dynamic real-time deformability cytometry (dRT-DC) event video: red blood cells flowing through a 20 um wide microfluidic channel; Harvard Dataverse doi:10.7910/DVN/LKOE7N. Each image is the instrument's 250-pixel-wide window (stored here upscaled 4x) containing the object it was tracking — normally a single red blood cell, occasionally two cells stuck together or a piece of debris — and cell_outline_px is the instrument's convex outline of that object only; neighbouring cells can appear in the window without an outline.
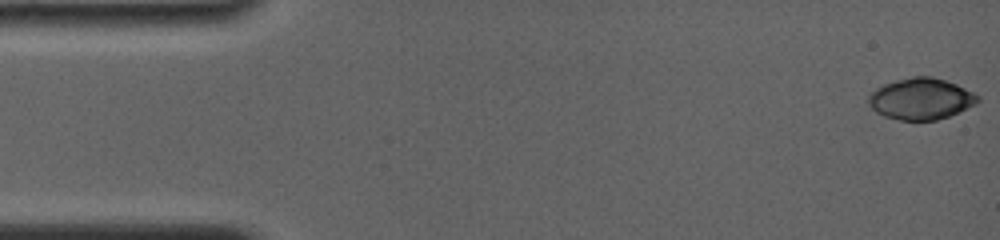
{"species": "common noctule bat (a hibernating species)", "species_latin": "Nyctalus noctula", "temperature_condition": "room temperature", "stored_images_in_passage": 6, "camera_frame_rate_fps": 4000, "um_per_image_px": 0.085, "animal": {"sex": "female", "body_mass_g": 19.0, "forearm_length_mm": 56.7}, "frame": {"image": 1, "passage_image": 1, "time_ms": 0.0, "image_size_px": [1000, 240], "cell_outline_px": [[980, 100], [976, 104], [948, 116], [936, 120], [900, 120], [884, 116], [876, 112], [868, 104], [868, 96], [876, 88], [884, 84], [896, 80], [912, 76], [932, 76], [956, 84], [980, 96]], "centroid_in_image_um": [78.27, 8.4], "position_along_channel_um": 6.7, "area_um2": 26.24}}
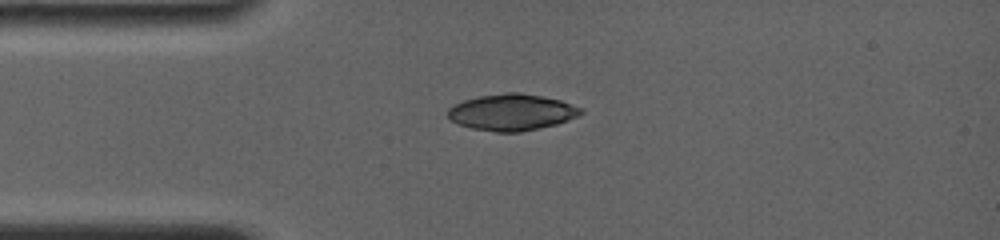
{"frame": {"image": 2, "passage_image": 5, "time_ms": 3.75, "image_size_px": [1000, 240], "cell_outline_px": [[584, 112], [568, 120], [556, 124], [520, 132], [496, 132], [472, 128], [460, 124], [452, 120], [448, 116], [448, 108], [464, 100], [480, 96], [508, 92], [520, 92], [560, 100], [584, 108]], "centroid_in_image_um": [43.53, 9.54], "position_along_channel_um": 41.5, "area_um2": 27.98}}